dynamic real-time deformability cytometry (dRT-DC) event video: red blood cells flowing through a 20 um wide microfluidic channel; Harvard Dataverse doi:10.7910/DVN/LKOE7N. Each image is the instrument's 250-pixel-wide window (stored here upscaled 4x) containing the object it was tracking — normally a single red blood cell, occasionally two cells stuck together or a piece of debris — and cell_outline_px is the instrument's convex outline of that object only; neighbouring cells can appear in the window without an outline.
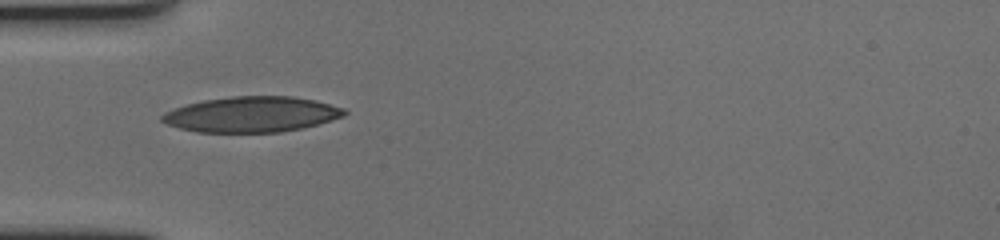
{"species": "human", "species_latin": "Homo sapiens", "temperature_condition": "cold", "stored_images_in_passage": 42, "camera_frame_rate_fps": 3000, "um_per_image_px": 0.085, "donor": {"sex": "female"}, "frame": {"image": 1, "passage_image": 1, "time_ms": 0.0, "image_size_px": [1000, 240], "cell_outline_px": [[348, 112], [344, 116], [316, 124], [300, 128], [280, 132], [196, 132], [180, 128], [168, 124], [160, 120], [160, 116], [164, 112], [184, 104], [204, 100], [232, 96], [292, 96], [316, 100], [344, 108]], "centroid_in_image_um": [21.36, 9.71], "position_along_channel_um": 63.6, "area_um2": 37.74}}
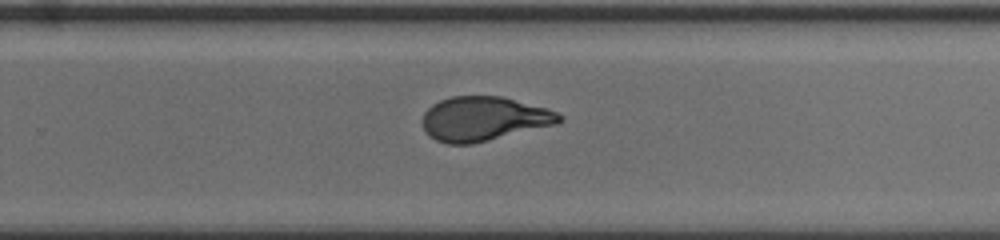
{"frame": {"image": 2, "passage_image": 21, "time_ms": 6.667, "image_size_px": [1000, 240], "cell_outline_px": [[564, 120], [556, 124], [472, 144], [448, 144], [436, 140], [428, 136], [424, 132], [420, 120], [424, 112], [432, 104], [440, 100], [452, 96], [504, 96], [548, 108], [564, 116]], "centroid_in_image_um": [41.09, 10.09], "position_along_channel_um": 288.7, "area_um2": 35.72}}
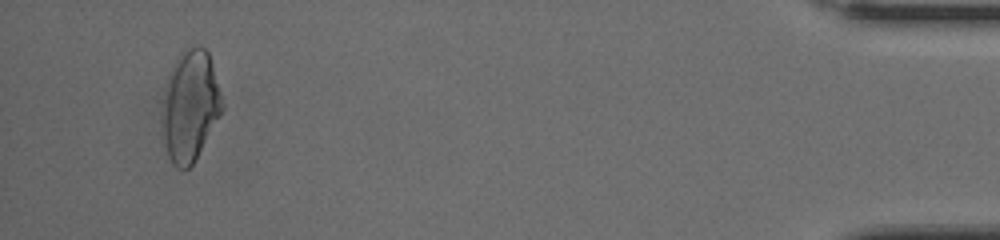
{"frame": {"image": 3, "passage_image": 39, "time_ms": 12.667, "image_size_px": [1000, 240], "cell_outline_px": [[224, 108], [220, 116], [192, 164], [184, 172], [176, 168], [172, 164], [168, 156], [160, 132], [168, 76], [180, 52], [184, 48], [196, 44], [200, 44], [208, 52], [212, 64], [224, 104]], "centroid_in_image_um": [16.16, 9.02], "position_along_channel_um": 419.0, "area_um2": 38.84}, "authors_computed_cell_mechanics": {"area_um2": 36.414, "velocity_mm_per_s": 3.413, "shape_relaxation_time_tau1_ms": 5.2579, "shape_relaxation_time_tau2_ms": 1.1748, "deformation_change_tau1": 0.1881, "deformation_change_tau2": 0.0758}}